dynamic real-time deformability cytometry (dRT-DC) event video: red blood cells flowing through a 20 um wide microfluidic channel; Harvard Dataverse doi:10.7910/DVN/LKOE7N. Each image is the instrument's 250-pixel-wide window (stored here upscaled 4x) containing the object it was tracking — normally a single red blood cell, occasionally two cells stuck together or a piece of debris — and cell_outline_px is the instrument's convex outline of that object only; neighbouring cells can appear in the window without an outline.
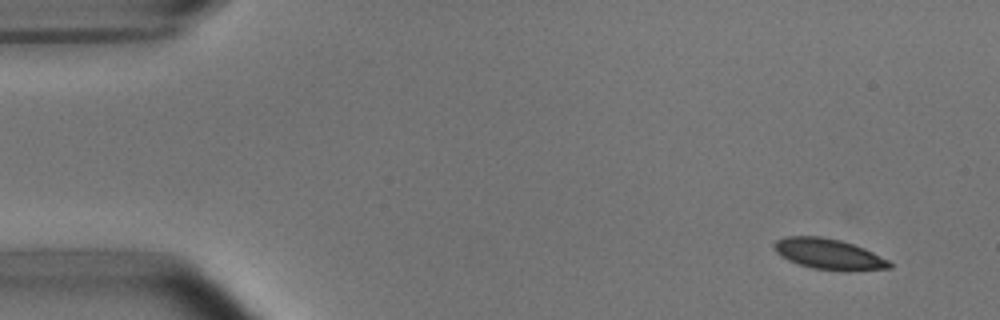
{"species": "common noctule bat (a hibernating species)", "species_latin": "Nyctalus noctula", "temperature_condition": "room temperature", "stored_images_in_passage": 4, "camera_frame_rate_fps": 3000, "um_per_image_px": 0.085, "animal": {"sex": "male", "body_mass_g": 15.6}, "frame": {"image": 1, "passage_image": 1, "time_ms": 0.0, "image_size_px": [1000, 320], "cell_outline_px": [[892, 268], [848, 272], [844, 272], [812, 268], [788, 260], [780, 256], [772, 248], [772, 244], [776, 240], [784, 236], [820, 236], [840, 240], [864, 248], [888, 260], [892, 264]], "centroid_in_image_um": [70.42, 21.61], "position_along_channel_um": 14.6, "area_um2": 20.92}}